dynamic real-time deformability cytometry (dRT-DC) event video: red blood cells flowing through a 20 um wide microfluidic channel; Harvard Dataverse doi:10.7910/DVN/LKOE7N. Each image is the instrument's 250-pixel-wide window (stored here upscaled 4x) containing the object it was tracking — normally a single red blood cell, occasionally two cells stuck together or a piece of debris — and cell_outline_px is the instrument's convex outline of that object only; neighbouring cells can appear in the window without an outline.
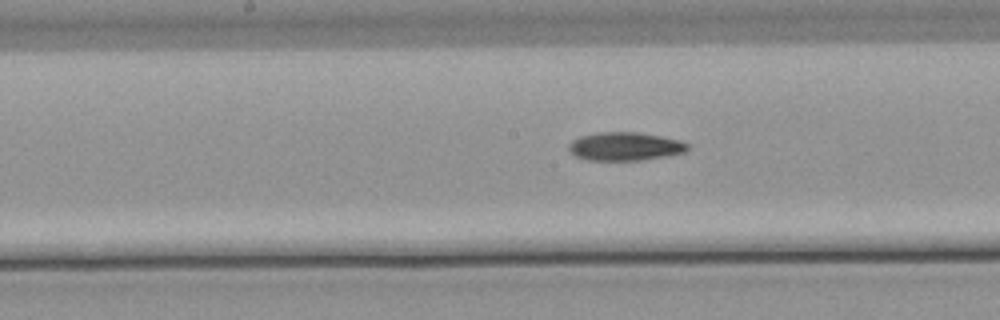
{"species": "common noctule bat (a hibernating species)", "species_latin": "Nyctalus noctula", "temperature_condition": "warm", "stored_images_in_passage": 21, "camera_frame_rate_fps": 3000, "um_per_image_px": 0.085, "animal": {"sex": "male", "body_mass_g": 21.5, "forearm_length_mm": 52.0}, "frame": {"image": 1, "passage_image": 10, "time_ms": 3.0, "image_size_px": [1000, 320], "cell_outline_px": [[688, 148], [684, 152], [664, 156], [640, 160], [588, 160], [576, 156], [568, 148], [568, 144], [572, 140], [580, 136], [596, 132], [640, 132], [680, 140], [688, 144]], "centroid_in_image_um": [53.1, 12.43], "position_along_channel_um": 195.1, "area_um2": 19.54}}